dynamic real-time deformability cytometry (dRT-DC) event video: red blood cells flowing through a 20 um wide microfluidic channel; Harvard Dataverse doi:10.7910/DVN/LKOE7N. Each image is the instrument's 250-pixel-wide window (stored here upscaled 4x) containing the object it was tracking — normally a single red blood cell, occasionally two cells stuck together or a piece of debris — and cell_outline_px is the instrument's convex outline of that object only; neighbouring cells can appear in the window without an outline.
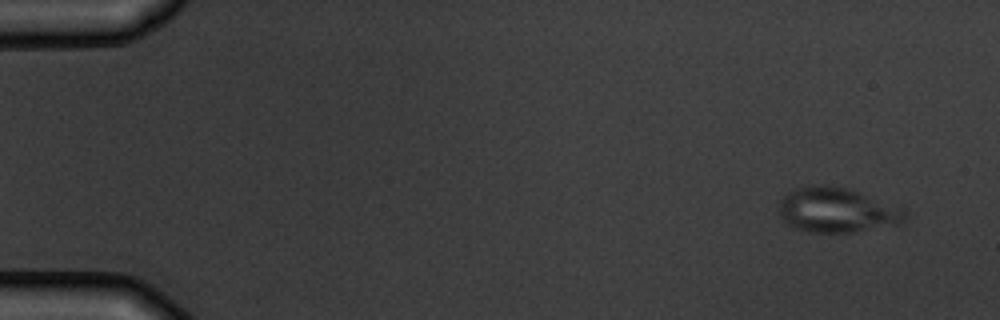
{"species": "common noctule bat (a hibernating species)", "species_latin": "Nyctalus noctula", "temperature_condition": "warm", "stored_images_in_passage": 4, "camera_frame_rate_fps": 3000, "um_per_image_px": 0.085, "animal": {"sex": "male", "body_mass_g": 19.5, "forearm_length_mm": 54.6}, "frame": {"image": 1, "passage_image": 1, "time_ms": 0.0, "image_size_px": [1000, 320], "cell_outline_px": [[908, 216], [904, 224], [852, 232], [808, 232], [796, 228], [788, 224], [780, 216], [780, 200], [792, 188], [804, 184], [824, 184], [848, 188], [860, 192], [904, 208]], "centroid_in_image_um": [71.17, 17.84], "position_along_channel_um": 13.8, "area_um2": 33.52}}